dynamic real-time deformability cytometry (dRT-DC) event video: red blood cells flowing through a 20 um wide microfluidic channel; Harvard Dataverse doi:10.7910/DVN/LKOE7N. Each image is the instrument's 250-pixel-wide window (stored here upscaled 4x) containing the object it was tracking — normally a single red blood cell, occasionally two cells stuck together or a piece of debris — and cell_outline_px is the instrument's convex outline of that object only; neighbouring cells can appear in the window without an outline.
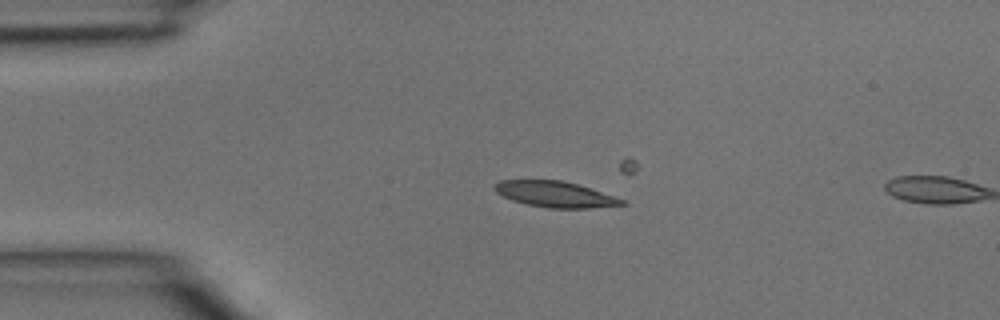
{"species": "common noctule bat (a hibernating species)", "species_latin": "Nyctalus noctula", "temperature_condition": "room temperature", "stored_images_in_passage": 2, "camera_frame_rate_fps": 3000, "um_per_image_px": 0.085, "animal": {"sex": "male", "body_mass_g": 15.6}, "frame": {"image": 1, "passage_image": 1, "time_ms": 0.0, "image_size_px": [1000, 320], "cell_outline_px": [[628, 204], [592, 208], [548, 208], [528, 204], [512, 200], [496, 192], [492, 188], [492, 184], [500, 180], [560, 180], [576, 184], [624, 200]], "centroid_in_image_um": [47.13, 16.51], "position_along_channel_um": 37.9, "area_um2": 18.96}}